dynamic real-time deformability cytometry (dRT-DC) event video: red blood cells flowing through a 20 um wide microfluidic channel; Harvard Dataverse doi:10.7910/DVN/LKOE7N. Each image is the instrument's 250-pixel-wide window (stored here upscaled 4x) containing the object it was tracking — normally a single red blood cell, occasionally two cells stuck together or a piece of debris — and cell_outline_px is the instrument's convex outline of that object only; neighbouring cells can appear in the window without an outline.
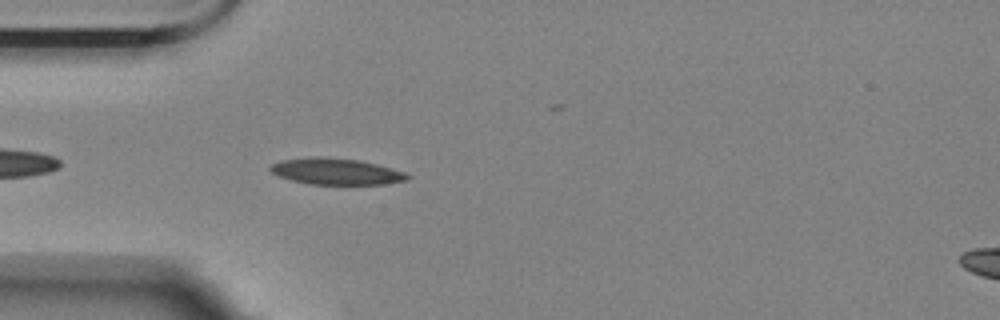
{"species": "Egyptian fruit bat (a non-hibernating species)", "species_latin": "Rousettus aegyptiacus", "temperature_condition": "room temperature", "stored_images_in_passage": 29, "camera_frame_rate_fps": 3000, "um_per_image_px": 0.085, "animal": {"sex": "female"}, "frame": {"image": 1, "passage_image": 4, "time_ms": 1.0, "image_size_px": [1000, 320], "cell_outline_px": [[412, 176], [408, 180], [384, 184], [308, 184], [292, 180], [280, 176], [272, 172], [268, 168], [272, 164], [284, 160], [320, 156], [356, 160], [376, 164], [404, 172]], "centroid_in_image_um": [28.59, 14.58], "position_along_channel_um": 56.4, "area_um2": 20.69}}
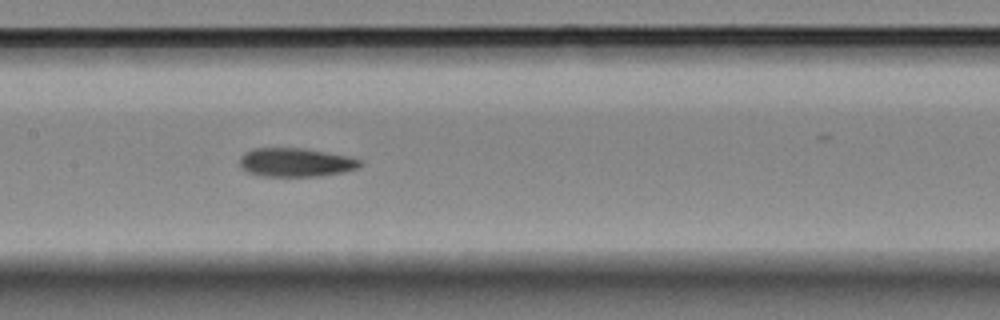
{"frame": {"image": 2, "passage_image": 15, "time_ms": 4.667, "image_size_px": [1000, 320], "cell_outline_px": [[364, 164], [356, 168], [340, 172], [320, 176], [256, 176], [240, 168], [240, 156], [244, 152], [252, 148], [304, 148], [348, 156], [360, 160]], "centroid_in_image_um": [25.07, 13.8], "position_along_channel_um": 182.3, "area_um2": 20.23}}
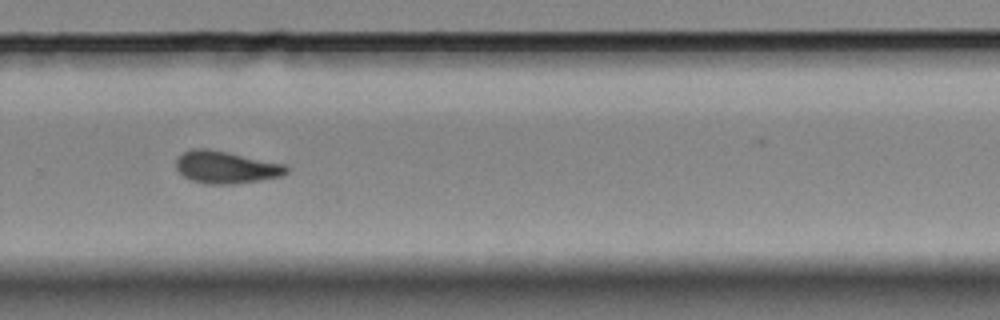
{"frame": {"image": 3, "passage_image": 26, "time_ms": 8.333, "image_size_px": [1000, 320], "cell_outline_px": [[288, 172], [280, 176], [260, 180], [232, 184], [204, 184], [192, 180], [184, 176], [176, 168], [176, 156], [192, 148], [208, 148], [288, 164]], "centroid_in_image_um": [19.21, 14.2], "position_along_channel_um": 310.6, "area_um2": 20.98}}